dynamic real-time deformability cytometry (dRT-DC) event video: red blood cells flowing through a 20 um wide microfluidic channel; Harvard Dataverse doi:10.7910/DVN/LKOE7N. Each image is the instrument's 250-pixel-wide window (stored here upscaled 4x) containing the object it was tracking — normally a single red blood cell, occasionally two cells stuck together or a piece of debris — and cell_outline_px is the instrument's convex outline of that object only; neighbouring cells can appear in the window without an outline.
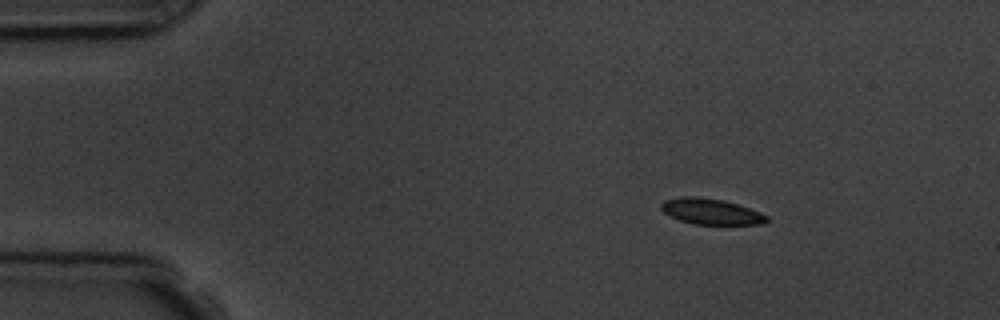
{"species": "common noctule bat (a hibernating species)", "species_latin": "Nyctalus noctula", "temperature_condition": "room temperature", "stored_images_in_passage": 4, "camera_frame_rate_fps": 3000, "um_per_image_px": 0.085, "animal": {"sex": "male", "body_mass_g": 19.5, "forearm_length_mm": 54.6}, "frame": {"image": 1, "passage_image": 1, "time_ms": 0.0, "image_size_px": [1000, 320], "cell_outline_px": [[768, 220], [764, 224], [692, 224], [668, 216], [660, 208], [660, 204], [664, 200], [680, 196], [696, 196], [724, 200], [760, 212], [768, 216]], "centroid_in_image_um": [60.39, 17.97], "position_along_channel_um": 24.6, "area_um2": 15.95}}
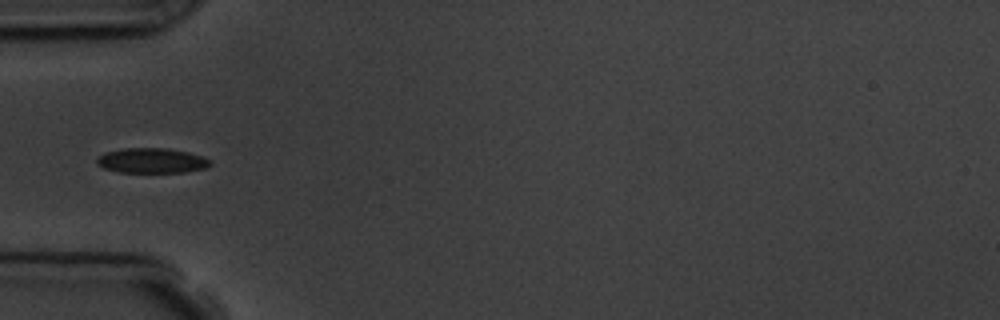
{"frame": {"image": 2, "passage_image": 4, "time_ms": 3.333, "image_size_px": [1000, 320], "cell_outline_px": [[212, 164], [204, 168], [184, 172], [120, 172], [104, 168], [96, 164], [96, 160], [104, 152], [124, 148], [168, 148], [188, 152], [204, 156], [212, 160]], "centroid_in_image_um": [12.92, 13.64], "position_along_channel_um": 72.1, "area_um2": 16.59}}